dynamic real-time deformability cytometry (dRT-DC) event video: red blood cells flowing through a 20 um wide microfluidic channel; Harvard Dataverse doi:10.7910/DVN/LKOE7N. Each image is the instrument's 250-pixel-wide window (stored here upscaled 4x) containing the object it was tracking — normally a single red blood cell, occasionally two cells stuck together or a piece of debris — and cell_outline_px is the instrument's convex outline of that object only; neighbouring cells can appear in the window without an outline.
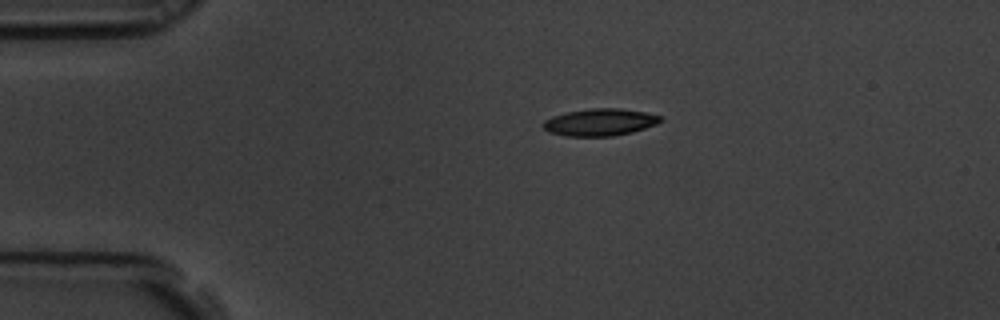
{"species": "common noctule bat (a hibernating species)", "species_latin": "Nyctalus noctula", "temperature_condition": "room temperature", "stored_images_in_passage": 40, "camera_frame_rate_fps": 3000, "um_per_image_px": 0.085, "animal": {"sex": "male", "body_mass_g": 19.5, "forearm_length_mm": 54.6}, "frame": {"image": 1, "passage_image": 1, "time_ms": 0.0, "image_size_px": [1000, 320], "cell_outline_px": [[660, 120], [656, 124], [632, 132], [612, 136], [564, 136], [548, 132], [540, 124], [544, 120], [552, 116], [564, 112], [592, 108], [620, 108], [644, 112], [660, 116]], "centroid_in_image_um": [50.91, 10.39], "position_along_channel_um": 34.1, "area_um2": 18.55}}
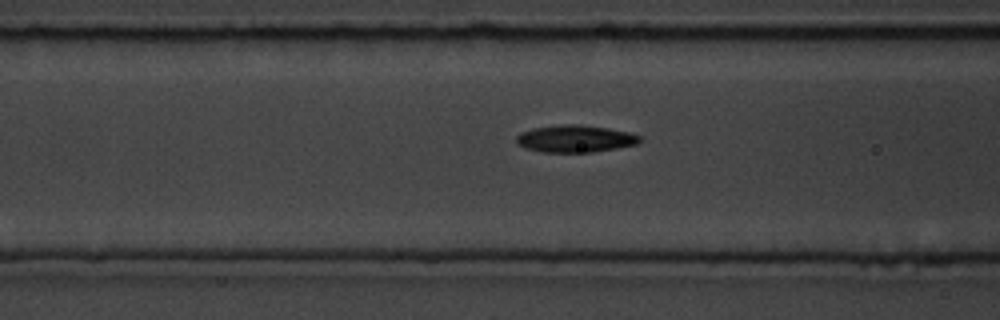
{"frame": {"image": 2, "passage_image": 12, "time_ms": 3.667, "image_size_px": [1000, 320], "cell_outline_px": [[640, 140], [636, 144], [616, 148], [592, 152], [540, 152], [524, 148], [516, 144], [516, 136], [520, 132], [536, 128], [560, 124], [576, 124], [608, 128], [632, 132], [640, 136]], "centroid_in_image_um": [48.86, 11.79], "position_along_channel_um": 117.7, "area_um2": 19.59}}
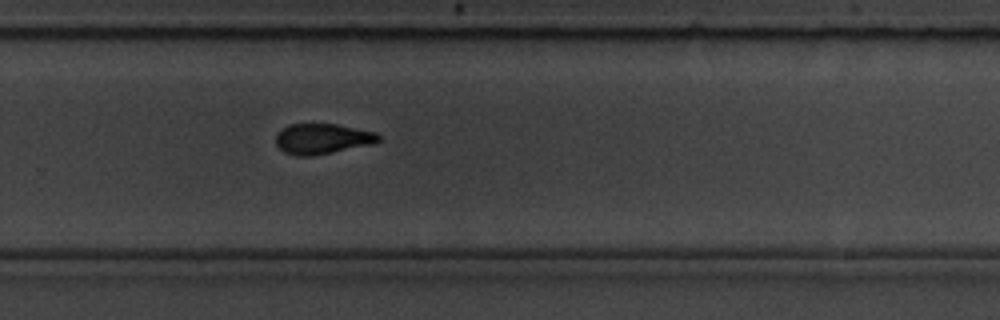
{"frame": {"image": 3, "passage_image": 28, "time_ms": 9.0, "image_size_px": [1000, 320], "cell_outline_px": [[380, 140], [376, 144], [312, 156], [296, 156], [284, 152], [276, 144], [276, 132], [288, 124], [336, 124], [376, 132], [380, 136]], "centroid_in_image_um": [27.41, 11.8], "position_along_channel_um": 302.4, "area_um2": 18.44}, "authors_computed_cell_mechanics": {"area_um2": 18.785, "velocity_mm_per_s": 3.4687, "shape_relaxation_time_tau1_ms": 3.5403, "shape_relaxation_time_tau2_ms": 2.711, "deformation_change_tau1": 0.1477, "deformation_change_tau2": 0.0877}}